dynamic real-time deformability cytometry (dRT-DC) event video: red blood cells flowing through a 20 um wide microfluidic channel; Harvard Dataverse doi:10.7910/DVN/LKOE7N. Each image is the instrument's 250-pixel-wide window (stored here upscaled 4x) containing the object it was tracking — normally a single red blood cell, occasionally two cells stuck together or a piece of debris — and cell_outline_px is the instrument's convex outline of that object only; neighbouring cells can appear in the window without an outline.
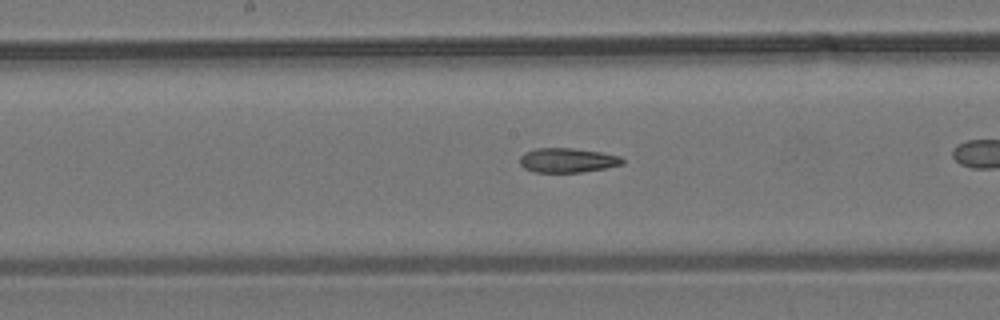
{"species": "common noctule bat (a hibernating species)", "species_latin": "Nyctalus noctula", "temperature_condition": "room temperature", "stored_images_in_passage": 34, "camera_frame_rate_fps": 3000, "um_per_image_px": 0.085, "animal": {"sex": "male", "body_mass_g": 19.2, "forearm_length_mm": 51.8}, "frame": {"image": 1, "passage_image": 20, "time_ms": 6.333, "image_size_px": [1000, 320], "cell_outline_px": [[624, 164], [608, 168], [580, 172], [532, 172], [524, 168], [520, 164], [520, 156], [524, 152], [536, 148], [572, 148], [600, 152], [620, 156], [624, 160]], "centroid_in_image_um": [48.23, 13.62], "position_along_channel_um": 200.0, "area_um2": 14.74}}